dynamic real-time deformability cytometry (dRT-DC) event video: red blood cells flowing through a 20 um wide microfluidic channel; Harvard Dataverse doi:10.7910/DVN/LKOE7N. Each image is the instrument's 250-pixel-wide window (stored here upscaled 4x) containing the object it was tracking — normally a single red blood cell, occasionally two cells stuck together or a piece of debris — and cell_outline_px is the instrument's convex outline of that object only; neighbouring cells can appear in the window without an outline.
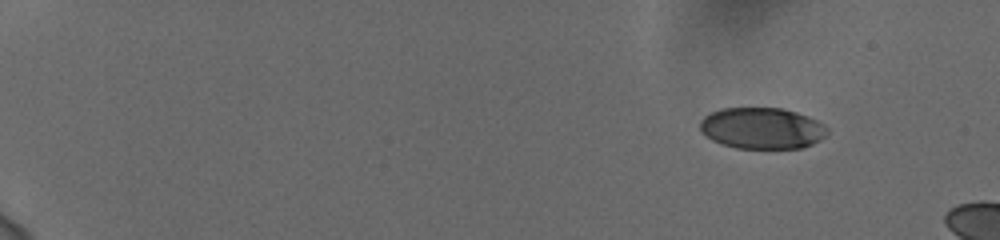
{"species": "human", "species_latin": "Homo sapiens", "temperature_condition": "cold", "stored_images_in_passage": 11, "camera_frame_rate_fps": 3000, "um_per_image_px": 0.085, "donor": {"sex": "female"}, "frame": {"image": 1, "passage_image": 1, "time_ms": 0.0, "image_size_px": [1000, 240], "cell_outline_px": [[828, 132], [820, 140], [812, 144], [800, 148], [736, 148], [712, 140], [704, 136], [700, 132], [700, 120], [704, 116], [720, 108], [780, 108], [796, 112], [808, 116], [824, 124], [828, 128]], "centroid_in_image_um": [64.75, 10.9], "position_along_channel_um": 20.2, "area_um2": 30.69}}